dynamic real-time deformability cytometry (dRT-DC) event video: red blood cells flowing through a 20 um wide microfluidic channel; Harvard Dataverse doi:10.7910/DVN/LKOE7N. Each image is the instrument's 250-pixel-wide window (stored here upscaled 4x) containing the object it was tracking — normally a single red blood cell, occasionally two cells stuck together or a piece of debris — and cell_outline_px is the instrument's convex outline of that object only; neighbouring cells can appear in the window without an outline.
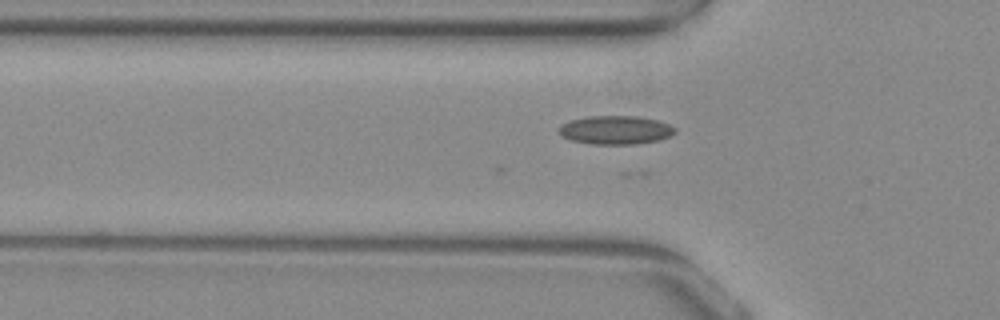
{"species": "common noctule bat (a hibernating species)", "species_latin": "Nyctalus noctula", "temperature_condition": "warm", "stored_images_in_passage": 22, "camera_frame_rate_fps": 3000, "um_per_image_px": 0.085, "animal": {"sex": "female", "body_mass_g": 29.2, "forearm_length_mm": 56.3}, "frame": {"image": 1, "passage_image": 3, "time_ms": 0.667, "image_size_px": [1000, 320], "cell_outline_px": [[676, 132], [672, 136], [660, 140], [636, 144], [592, 144], [572, 140], [560, 136], [560, 124], [572, 120], [588, 116], [640, 116], [656, 120], [668, 124], [676, 128]], "centroid_in_image_um": [52.36, 11.05], "position_along_channel_um": 73.4, "area_um2": 19.42}}
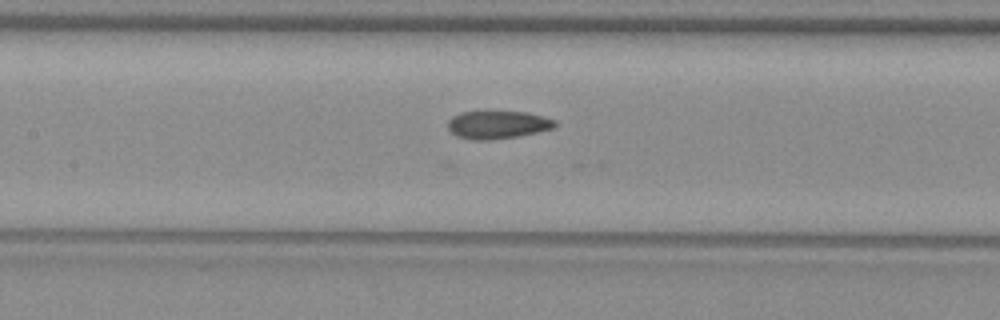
{"frame": {"image": 2, "passage_image": 10, "time_ms": 3.0, "image_size_px": [1000, 320], "cell_outline_px": [[556, 124], [552, 128], [536, 132], [516, 136], [488, 140], [472, 140], [456, 136], [448, 128], [448, 120], [452, 116], [460, 112], [484, 108], [488, 108], [528, 112], [544, 116], [556, 120]], "centroid_in_image_um": [42.25, 10.53], "position_along_channel_um": 165.2, "area_um2": 18.32}}
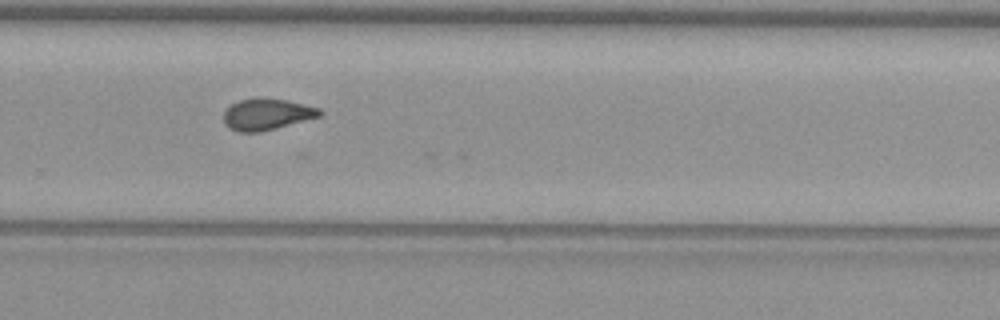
{"frame": {"image": 3, "passage_image": 21, "time_ms": 6.667, "image_size_px": [1000, 320], "cell_outline_px": [[324, 112], [320, 116], [260, 132], [236, 132], [228, 128], [224, 124], [224, 112], [232, 104], [240, 100], [256, 96], [284, 100], [304, 104], [320, 108]], "centroid_in_image_um": [22.65, 9.71], "position_along_channel_um": 307.1, "area_um2": 17.63}}